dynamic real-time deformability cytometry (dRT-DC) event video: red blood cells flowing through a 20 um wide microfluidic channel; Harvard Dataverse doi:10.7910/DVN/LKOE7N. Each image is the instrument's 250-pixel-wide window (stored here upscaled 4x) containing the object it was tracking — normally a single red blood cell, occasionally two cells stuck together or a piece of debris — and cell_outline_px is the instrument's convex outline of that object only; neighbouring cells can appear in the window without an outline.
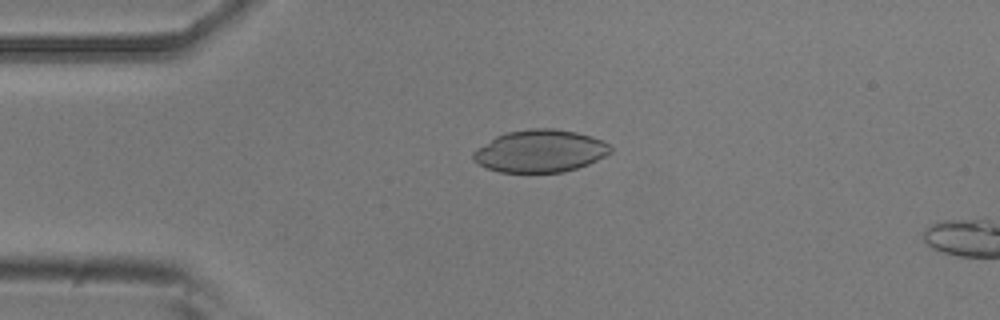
{"species": "common noctule bat (a hibernating species)", "species_latin": "Nyctalus noctula", "temperature_condition": "room temperature", "stored_images_in_passage": 4, "camera_frame_rate_fps": 3000, "um_per_image_px": 0.085, "animal": {"sex": "male", "body_mass_g": 20.5, "forearm_length_mm": 52.5}, "frame": {"image": 1, "passage_image": 3, "time_ms": 0.667, "image_size_px": [1000, 320], "cell_outline_px": [[612, 152], [588, 164], [564, 172], [500, 172], [488, 168], [480, 164], [472, 156], [472, 152], [476, 148], [496, 136], [508, 132], [532, 128], [556, 128], [576, 132], [592, 136], [608, 144], [612, 148]], "centroid_in_image_um": [45.92, 12.83], "position_along_channel_um": 39.1, "area_um2": 33.76}}